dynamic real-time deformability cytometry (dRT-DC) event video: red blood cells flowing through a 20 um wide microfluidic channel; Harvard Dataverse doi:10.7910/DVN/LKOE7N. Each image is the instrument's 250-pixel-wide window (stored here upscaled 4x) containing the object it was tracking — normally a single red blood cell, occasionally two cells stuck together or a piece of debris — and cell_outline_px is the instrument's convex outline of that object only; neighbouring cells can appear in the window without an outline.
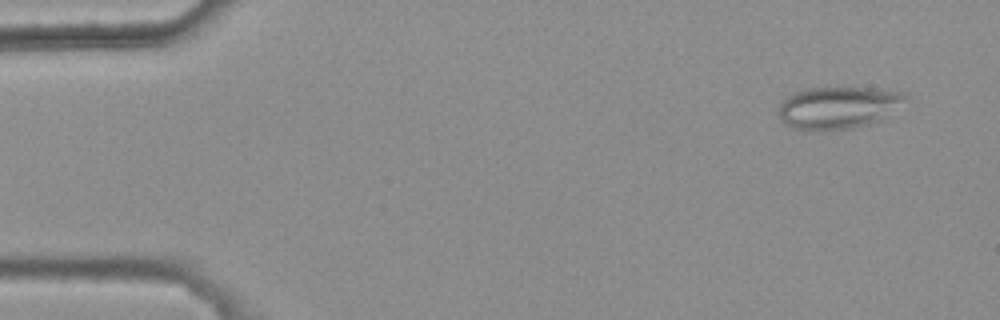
{"species": "common noctule bat (a hibernating species)", "species_latin": "Nyctalus noctula", "temperature_condition": "warm", "stored_images_in_passage": 5, "camera_frame_rate_fps": 3000, "um_per_image_px": 0.085, "animal": {"sex": "female", "body_mass_g": 25.1}, "frame": {"image": 1, "passage_image": 2, "time_ms": 0.333, "image_size_px": [1000, 320], "cell_outline_px": [[908, 96], [880, 120], [856, 128], [796, 128], [788, 124], [780, 116], [780, 104], [788, 96], [796, 92], [808, 88], [828, 84], [872, 88], [904, 92]], "centroid_in_image_um": [71.26, 9.05], "position_along_channel_um": 13.7, "area_um2": 30.75}}